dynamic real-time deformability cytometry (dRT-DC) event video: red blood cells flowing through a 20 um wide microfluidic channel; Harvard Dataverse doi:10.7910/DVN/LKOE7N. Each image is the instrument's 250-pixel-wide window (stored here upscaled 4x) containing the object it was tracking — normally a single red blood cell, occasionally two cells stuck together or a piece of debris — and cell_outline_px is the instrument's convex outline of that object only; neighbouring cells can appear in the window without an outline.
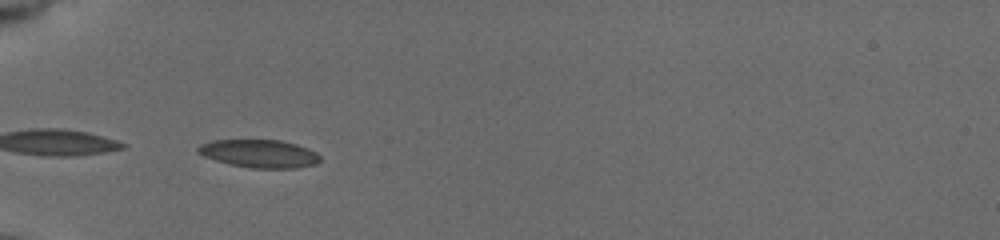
{"species": "common noctule bat (a hibernating species)", "species_latin": "Nyctalus noctula", "temperature_condition": "cold", "stored_images_in_passage": 19, "camera_frame_rate_fps": 3000, "um_per_image_px": 0.085, "animal": {"sex": "female", "body_mass_g": 19.5, "forearm_length_mm": 54.1}, "frame": {"image": 1, "passage_image": 1, "time_ms": 0.0, "image_size_px": [1000, 240], "cell_outline_px": [[320, 160], [316, 164], [296, 168], [252, 168], [232, 164], [216, 160], [204, 156], [196, 152], [196, 148], [200, 144], [212, 140], [280, 140], [296, 144], [308, 148], [316, 152], [320, 156]], "centroid_in_image_um": [22.04, 13.05], "position_along_channel_um": 63.0, "area_um2": 19.88}}
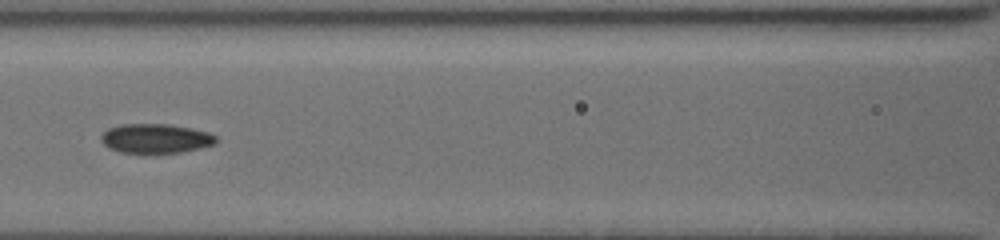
{"frame": {"image": 2, "passage_image": 9, "time_ms": 2.667, "image_size_px": [1000, 240], "cell_outline_px": [[216, 144], [200, 148], [180, 152], [156, 156], [144, 156], [120, 152], [108, 148], [100, 140], [100, 136], [108, 128], [120, 124], [168, 124], [208, 132], [216, 136]], "centroid_in_image_um": [13.18, 11.83], "position_along_channel_um": 153.4, "area_um2": 20.52}}